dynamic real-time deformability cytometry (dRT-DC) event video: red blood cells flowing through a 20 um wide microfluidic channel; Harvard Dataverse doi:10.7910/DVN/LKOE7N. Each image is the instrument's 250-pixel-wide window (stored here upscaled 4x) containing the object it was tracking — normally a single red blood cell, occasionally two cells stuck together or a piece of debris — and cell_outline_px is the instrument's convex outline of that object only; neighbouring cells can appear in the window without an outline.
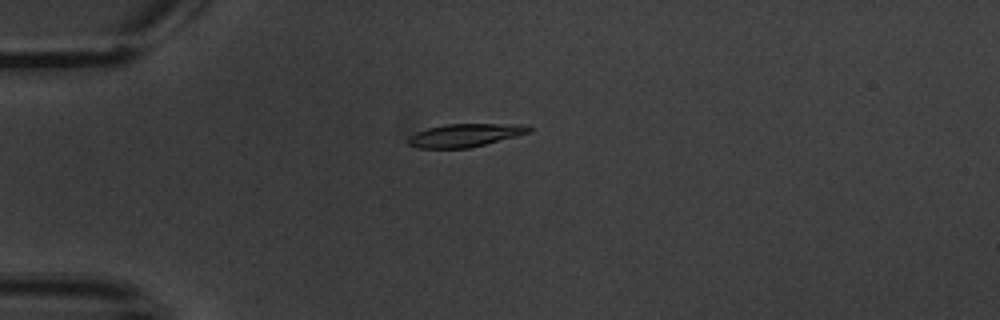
{"species": "common noctule bat (a hibernating species)", "species_latin": "Nyctalus noctula", "temperature_condition": "warm", "stored_images_in_passage": 8, "camera_frame_rate_fps": 3000, "um_per_image_px": 0.085, "animal": {"sex": "male", "body_mass_g": 20.1, "forearm_length_mm": 53.5}, "frame": {"image": 1, "passage_image": 5, "time_ms": 5.0, "image_size_px": [1000, 320], "cell_outline_px": [[532, 132], [468, 148], [416, 148], [408, 144], [408, 136], [416, 132], [428, 128], [444, 124], [528, 124], [532, 128]], "centroid_in_image_um": [39.53, 11.49], "position_along_channel_um": 45.5, "area_um2": 16.3}}
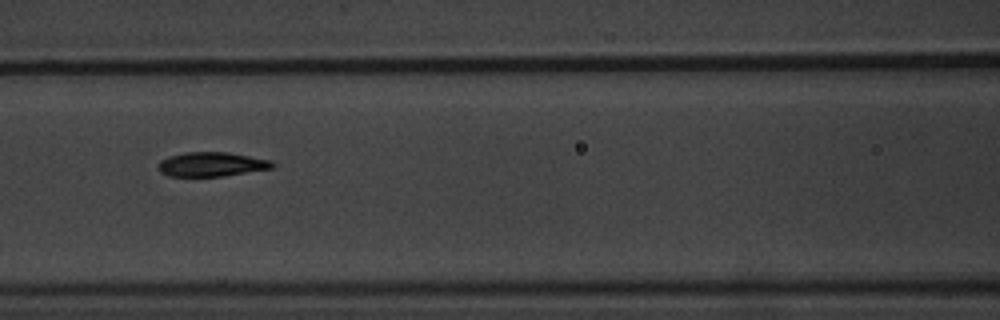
{"frame": {"image": 2, "passage_image": 8, "time_ms": 8.667, "image_size_px": [1000, 320], "cell_outline_px": [[276, 164], [272, 168], [224, 176], [168, 176], [160, 172], [160, 160], [168, 156], [184, 152], [228, 152], [272, 160]], "centroid_in_image_um": [18.01, 13.96], "position_along_channel_um": 148.6, "area_um2": 16.18}}